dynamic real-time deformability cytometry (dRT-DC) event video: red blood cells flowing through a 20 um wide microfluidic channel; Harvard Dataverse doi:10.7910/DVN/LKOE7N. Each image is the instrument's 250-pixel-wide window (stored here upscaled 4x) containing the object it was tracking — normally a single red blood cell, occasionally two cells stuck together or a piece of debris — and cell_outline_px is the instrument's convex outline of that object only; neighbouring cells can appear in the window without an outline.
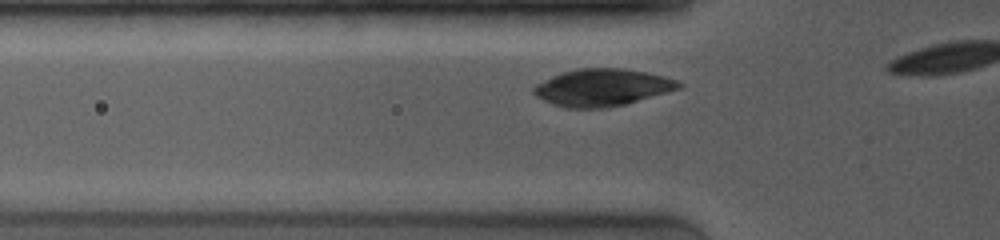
{"species": "common noctule bat (a hibernating species)", "species_latin": "Nyctalus noctula", "temperature_condition": "room temperature", "stored_images_in_passage": 10, "camera_frame_rate_fps": 4000, "um_per_image_px": 0.085, "animal": {"sex": "female", "body_mass_g": 19.0, "forearm_length_mm": 53.3}, "frame": {"image": 1, "passage_image": 5, "time_ms": 1.25, "image_size_px": [1000, 240], "cell_outline_px": [[684, 84], [680, 88], [624, 104], [604, 108], [564, 108], [552, 104], [536, 96], [532, 92], [532, 88], [536, 84], [560, 72], [576, 68], [624, 68], [664, 76], [676, 80]], "centroid_in_image_um": [51.14, 7.43], "position_along_channel_um": 74.7, "area_um2": 31.33}}